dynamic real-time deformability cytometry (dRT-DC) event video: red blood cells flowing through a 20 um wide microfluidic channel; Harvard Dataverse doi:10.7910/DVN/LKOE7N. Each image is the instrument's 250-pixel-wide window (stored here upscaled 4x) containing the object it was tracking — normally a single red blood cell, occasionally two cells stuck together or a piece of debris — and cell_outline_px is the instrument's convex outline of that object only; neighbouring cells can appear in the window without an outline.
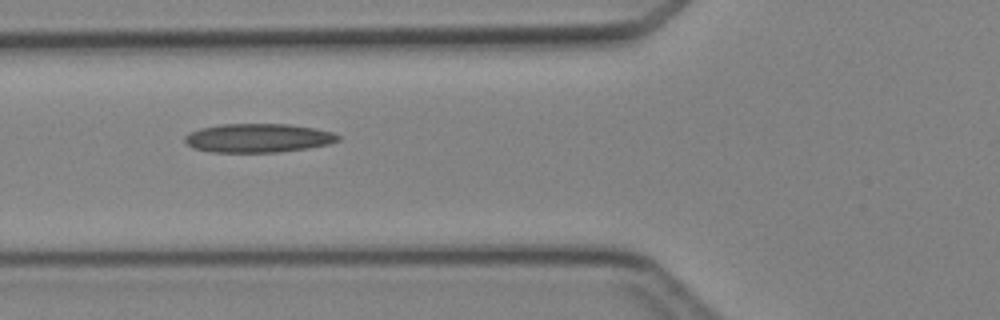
{"species": "Egyptian fruit bat (a non-hibernating species)", "species_latin": "Rousettus aegyptiacus", "temperature_condition": "cold", "stored_images_in_passage": 3, "camera_frame_rate_fps": 3000, "um_per_image_px": 0.085, "animal": {"sex": "female"}, "frame": {"image": 1, "passage_image": 3, "time_ms": 2.333, "image_size_px": [1000, 320], "cell_outline_px": [[340, 140], [328, 144], [308, 148], [280, 152], [212, 152], [192, 148], [184, 140], [184, 136], [188, 132], [200, 128], [220, 124], [288, 124], [312, 128], [332, 132], [340, 136]], "centroid_in_image_um": [21.9, 11.73], "position_along_channel_um": 103.9, "area_um2": 25.78}}